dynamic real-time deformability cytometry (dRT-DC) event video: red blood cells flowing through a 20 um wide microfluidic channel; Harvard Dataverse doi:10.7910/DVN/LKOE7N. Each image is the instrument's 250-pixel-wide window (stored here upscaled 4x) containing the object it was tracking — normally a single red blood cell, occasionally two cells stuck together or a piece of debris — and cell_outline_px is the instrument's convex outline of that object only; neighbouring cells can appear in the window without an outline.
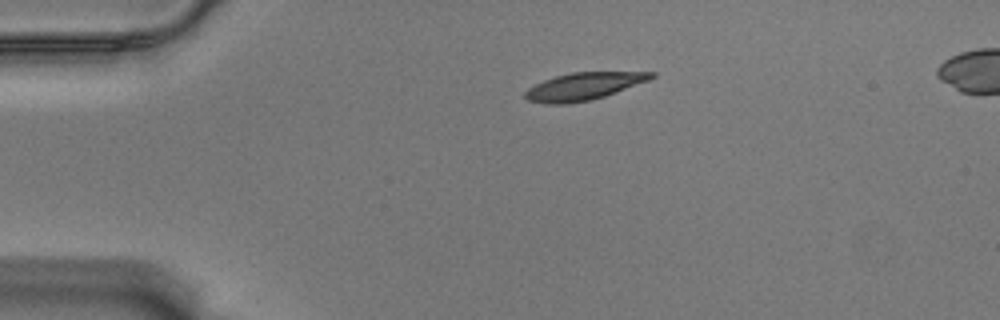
{"species": "Egyptian fruit bat (a non-hibernating species)", "species_latin": "Rousettus aegyptiacus", "temperature_condition": "warm", "stored_images_in_passage": 46, "camera_frame_rate_fps": 3000, "um_per_image_px": 0.085, "animal": {"sex": "male"}, "frame": {"image": 1, "passage_image": 1, "time_ms": 0.0, "image_size_px": [1000, 320], "cell_outline_px": [[656, 76], [648, 80], [604, 96], [592, 100], [568, 104], [544, 104], [528, 100], [524, 96], [524, 92], [528, 88], [544, 80], [556, 76], [572, 72], [656, 72]], "centroid_in_image_um": [49.57, 7.34], "position_along_channel_um": 35.4, "area_um2": 20.0}}
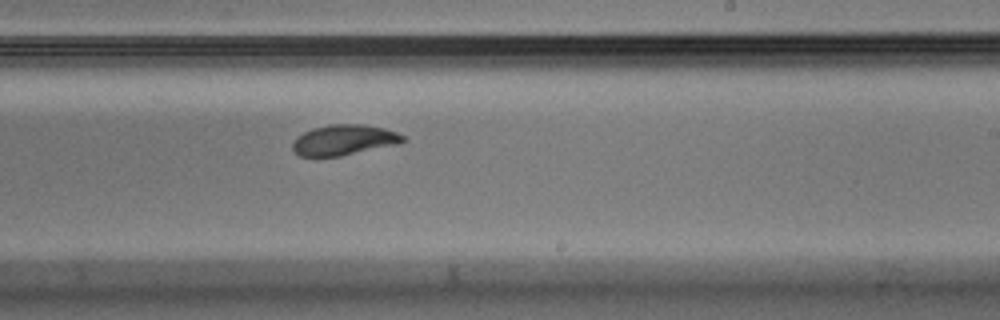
{"frame": {"image": 2, "passage_image": 24, "time_ms": 7.667, "image_size_px": [1000, 320], "cell_outline_px": [[404, 140], [400, 144], [340, 156], [300, 156], [292, 148], [292, 144], [296, 136], [312, 128], [328, 124], [364, 124], [384, 128], [396, 132], [404, 136]], "centroid_in_image_um": [29.24, 11.89], "position_along_channel_um": 259.8, "area_um2": 19.65}}
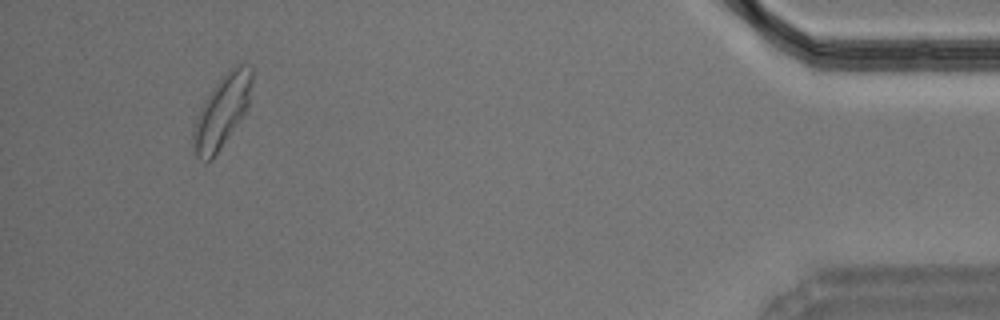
{"frame": {"image": 3, "passage_image": 43, "time_ms": 14.0, "image_size_px": [1000, 320], "cell_outline_px": [[252, 80], [248, 104], [244, 112], [228, 136], [216, 152], [204, 164], [196, 156], [192, 144], [192, 124], [204, 100], [212, 88], [236, 64], [244, 60], [252, 64]], "centroid_in_image_um": [18.84, 9.42], "position_along_channel_um": 416.4, "area_um2": 24.39}, "authors_computed_cell_mechanics": {"area_um2": 20.2878, "velocity_mm_per_s": 3.4892, "shape_relaxation_time_tau1_ms": 5.663, "shape_relaxation_time_tau2_ms": 1.7388, "deformation_change_tau1": 0.1582, "deformation_change_tau2": 0.065}}